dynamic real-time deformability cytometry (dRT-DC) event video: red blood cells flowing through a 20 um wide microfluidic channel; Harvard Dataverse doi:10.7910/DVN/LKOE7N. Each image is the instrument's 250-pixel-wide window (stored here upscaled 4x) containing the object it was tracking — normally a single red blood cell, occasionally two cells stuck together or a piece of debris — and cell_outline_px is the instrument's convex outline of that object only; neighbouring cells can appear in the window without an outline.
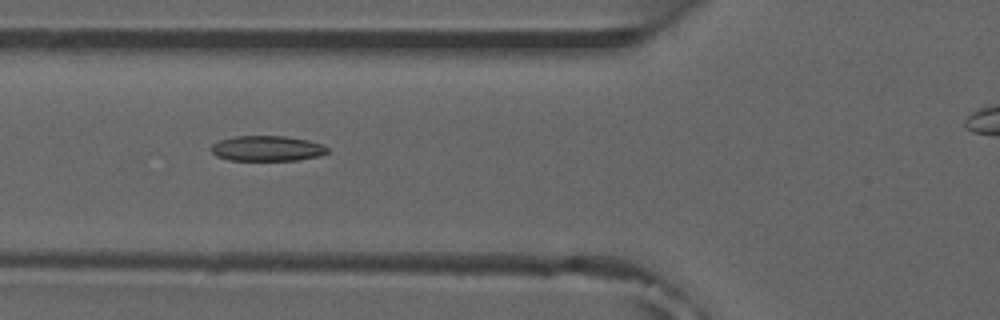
{"species": "common noctule bat (a hibernating species)", "species_latin": "Nyctalus noctula", "temperature_condition": "room temperature", "stored_images_in_passage": 33, "camera_frame_rate_fps": 3000, "um_per_image_px": 0.085, "animal": {"sex": "male", "forearm_length_mm": 52.5}, "frame": {"image": 1, "passage_image": 6, "time_ms": 1.667, "image_size_px": [1000, 320], "cell_outline_px": [[328, 152], [320, 156], [296, 160], [228, 160], [216, 156], [212, 152], [212, 144], [220, 140], [236, 136], [284, 136], [308, 140], [320, 144], [328, 148]], "centroid_in_image_um": [22.7, 12.62], "position_along_channel_um": 103.1, "area_um2": 17.05}}